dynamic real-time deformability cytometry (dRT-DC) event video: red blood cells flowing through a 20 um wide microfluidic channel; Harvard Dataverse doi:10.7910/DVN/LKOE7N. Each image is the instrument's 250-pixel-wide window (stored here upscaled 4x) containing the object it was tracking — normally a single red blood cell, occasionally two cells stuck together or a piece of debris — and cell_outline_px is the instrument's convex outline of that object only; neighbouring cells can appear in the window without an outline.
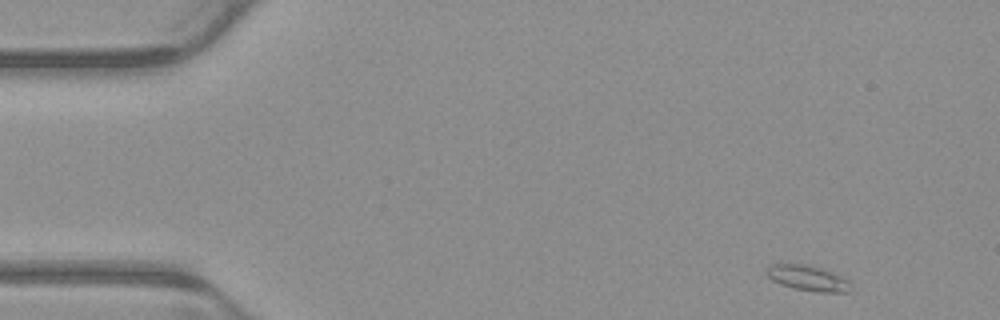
{"species": "common noctule bat (a hibernating species)", "species_latin": "Nyctalus noctula", "temperature_condition": "warm", "stored_images_in_passage": 5, "camera_frame_rate_fps": 3000, "um_per_image_px": 0.085, "animal": {"sex": "male", "body_mass_g": 23.1, "forearm_length_mm": 52.7}, "frame": {"image": 1, "passage_image": 1, "time_ms": 0.0, "image_size_px": [1000, 320], "cell_outline_px": [[852, 288], [848, 292], [816, 292], [796, 288], [780, 284], [772, 280], [764, 272], [772, 264], [804, 264], [820, 268], [844, 276], [848, 280]], "centroid_in_image_um": [68.69, 23.64], "position_along_channel_um": 16.3, "area_um2": 12.43}}